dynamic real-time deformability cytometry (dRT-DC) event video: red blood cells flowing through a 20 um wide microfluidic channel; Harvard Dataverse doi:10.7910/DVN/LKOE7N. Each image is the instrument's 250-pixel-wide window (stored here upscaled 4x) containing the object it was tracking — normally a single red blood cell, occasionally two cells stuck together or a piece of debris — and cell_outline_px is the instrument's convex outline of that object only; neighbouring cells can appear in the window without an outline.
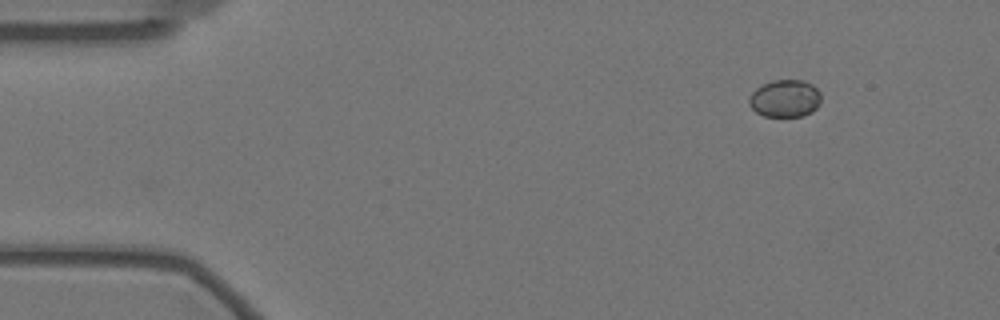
{"species": "Egyptian fruit bat (a non-hibernating species)", "species_latin": "Rousettus aegyptiacus", "temperature_condition": "warm", "stored_images_in_passage": 44, "camera_frame_rate_fps": 3000, "um_per_image_px": 0.085, "animal": {"sex": "female"}, "frame": {"image": 1, "passage_image": 1, "time_ms": 0.0, "image_size_px": [1000, 320], "cell_outline_px": [[820, 104], [812, 112], [804, 116], [764, 116], [756, 112], [748, 104], [748, 100], [752, 92], [756, 88], [772, 80], [800, 80], [812, 84], [820, 92]], "centroid_in_image_um": [66.72, 8.37], "position_along_channel_um": 18.3, "area_um2": 15.72}}
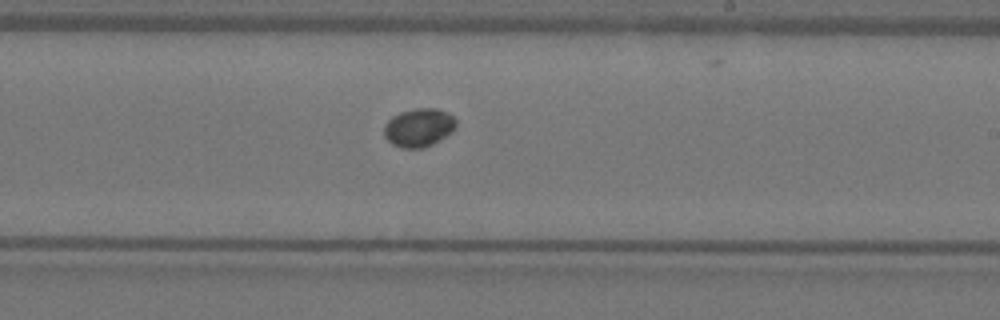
{"frame": {"image": 2, "passage_image": 29, "time_ms": 9.333, "image_size_px": [1000, 320], "cell_outline_px": [[456, 124], [452, 132], [440, 140], [424, 148], [400, 148], [392, 144], [384, 136], [384, 124], [392, 116], [400, 112], [416, 108], [440, 108], [448, 112], [456, 120]], "centroid_in_image_um": [35.6, 10.84], "position_along_channel_um": 253.4, "area_um2": 16.3}}
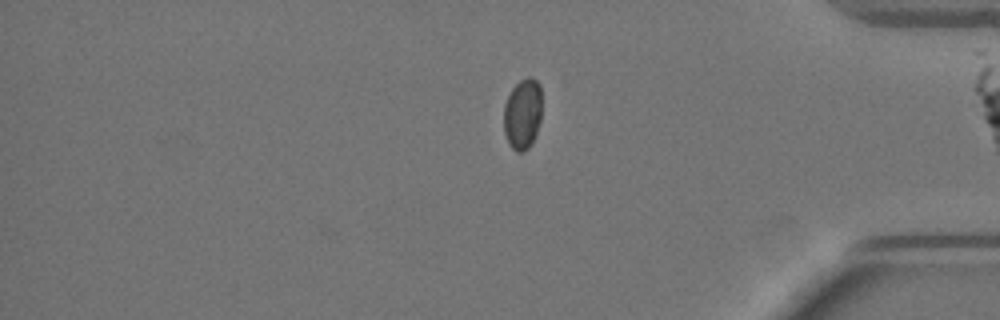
{"frame": {"image": 3, "passage_image": 43, "time_ms": 14.0, "image_size_px": [1000, 320], "cell_outline_px": [[540, 120], [536, 132], [528, 148], [524, 152], [516, 152], [508, 144], [504, 132], [504, 104], [512, 88], [520, 80], [528, 76], [532, 76], [540, 84]], "centroid_in_image_um": [44.4, 9.67], "position_along_channel_um": 390.8, "area_um2": 15.66}}